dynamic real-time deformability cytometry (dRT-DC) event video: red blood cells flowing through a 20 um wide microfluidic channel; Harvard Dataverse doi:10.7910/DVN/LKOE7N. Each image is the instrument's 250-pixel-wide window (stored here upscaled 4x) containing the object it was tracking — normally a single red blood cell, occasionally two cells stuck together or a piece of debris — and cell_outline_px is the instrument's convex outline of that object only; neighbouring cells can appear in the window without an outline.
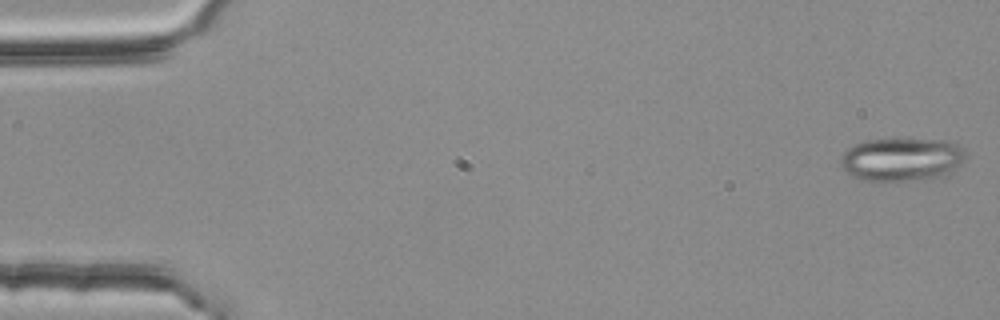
{"species": "common noctule bat (a hibernating species)", "species_latin": "Nyctalus noctula", "temperature_condition": "room temperature", "stored_images_in_passage": 5, "camera_frame_rate_fps": 3000, "um_per_image_px": 0.085, "animal": {"sex": "female", "body_mass_g": 25.1}, "frame": {"image": 1, "passage_image": 1, "time_ms": 0.0, "image_size_px": [1000, 320], "cell_outline_px": [[968, 156], [960, 164], [948, 172], [940, 176], [924, 180], [876, 184], [852, 176], [840, 164], [840, 160], [844, 152], [852, 144], [864, 140], [944, 140], [956, 144]], "centroid_in_image_um": [76.59, 13.6], "position_along_channel_um": 8.4, "area_um2": 31.91}}